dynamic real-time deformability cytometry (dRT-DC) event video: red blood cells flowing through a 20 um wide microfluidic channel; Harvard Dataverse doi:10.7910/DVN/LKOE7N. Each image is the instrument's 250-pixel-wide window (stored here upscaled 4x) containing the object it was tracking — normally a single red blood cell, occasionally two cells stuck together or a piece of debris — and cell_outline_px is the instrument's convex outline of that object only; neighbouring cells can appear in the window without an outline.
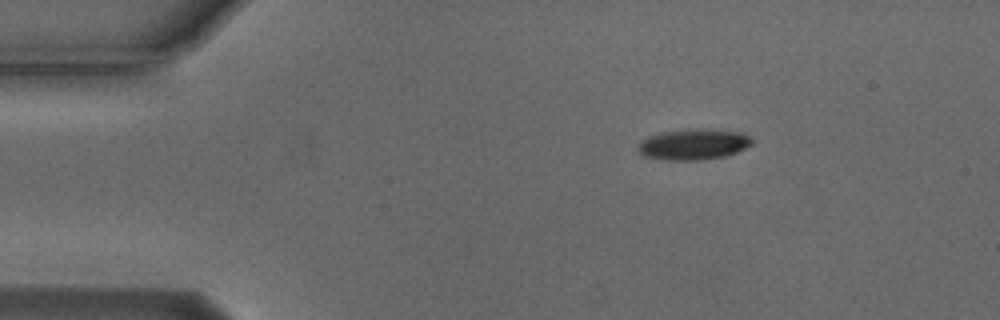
{"species": "Egyptian fruit bat (a non-hibernating species)", "species_latin": "Rousettus aegyptiacus", "temperature_condition": "cold", "stored_images_in_passage": 47, "camera_frame_rate_fps": 3000, "um_per_image_px": 0.085, "animal": {"sex": "male"}, "frame": {"image": 1, "passage_image": 1, "time_ms": 0.0, "image_size_px": [1000, 320], "cell_outline_px": [[752, 144], [736, 152], [724, 156], [700, 160], [668, 160], [644, 156], [636, 148], [640, 140], [648, 136], [660, 132], [688, 128], [704, 128], [744, 132], [752, 140]], "centroid_in_image_um": [58.92, 12.24], "position_along_channel_um": 26.1, "area_um2": 20.75}}
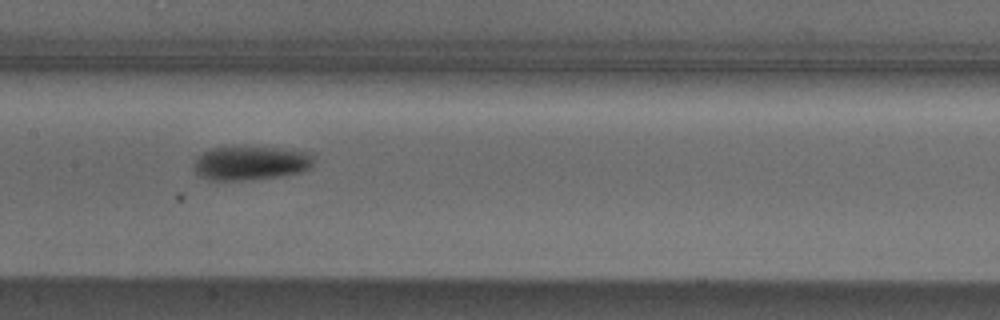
{"frame": {"image": 2, "passage_image": 19, "time_ms": 6.0, "image_size_px": [1000, 320], "cell_outline_px": [[312, 168], [300, 172], [280, 176], [248, 180], [208, 180], [196, 176], [192, 168], [196, 156], [212, 148], [276, 148], [312, 152]], "centroid_in_image_um": [21.26, 13.88], "position_along_channel_um": 186.1, "area_um2": 23.76}}
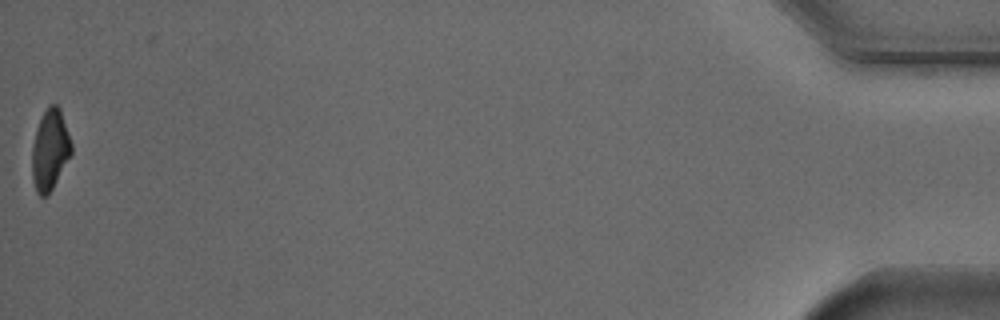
{"frame": {"image": 3, "passage_image": 47, "time_ms": 15.333, "image_size_px": [1000, 320], "cell_outline_px": [[72, 152], [48, 196], [40, 196], [36, 192], [32, 176], [32, 148], [36, 128], [48, 104], [56, 104], [60, 108], [72, 144]], "centroid_in_image_um": [4.24, 12.73], "position_along_channel_um": 431.0, "area_um2": 18.38}, "authors_computed_cell_mechanics": {"area_um2": 20.9814, "velocity_mm_per_s": 3.7414, "shape_relaxation_time_tau1_ms": 2.6558, "shape_relaxation_time_tau2_ms": null, "deformation_change_tau1": 0.109, "deformation_change_tau2": null}}